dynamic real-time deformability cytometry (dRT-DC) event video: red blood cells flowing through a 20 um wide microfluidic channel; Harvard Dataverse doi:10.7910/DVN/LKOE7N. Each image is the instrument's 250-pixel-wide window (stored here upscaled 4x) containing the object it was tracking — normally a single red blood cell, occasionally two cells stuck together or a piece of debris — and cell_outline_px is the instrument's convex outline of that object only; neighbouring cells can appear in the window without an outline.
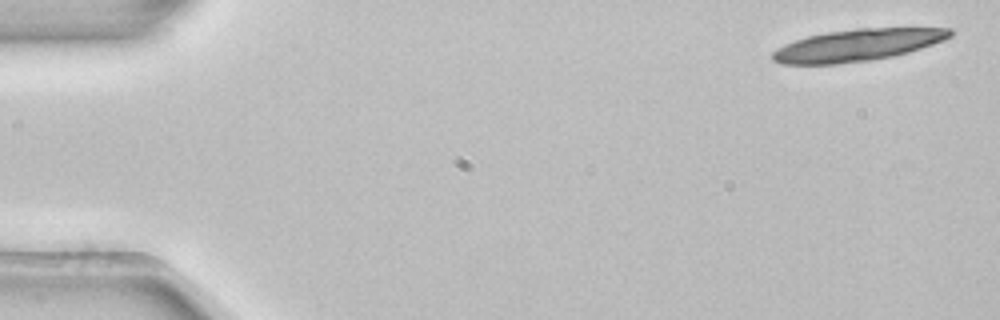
{"species": "common noctule bat (a hibernating species)", "species_latin": "Nyctalus noctula", "temperature_condition": "room temperature", "stored_images_in_passage": 4, "camera_frame_rate_fps": 3000, "um_per_image_px": 0.085, "animal": {"sex": "female", "body_mass_g": 22.7, "forearm_length_mm": 54.2}, "frame": {"image": 1, "passage_image": 1, "time_ms": 0.0, "image_size_px": [1000, 320], "cell_outline_px": [[952, 36], [944, 40], [908, 52], [892, 56], [868, 60], [836, 64], [780, 64], [772, 60], [772, 52], [784, 44], [808, 36], [828, 32], [856, 28], [952, 28]], "centroid_in_image_um": [72.87, 3.83], "position_along_channel_um": 12.1, "area_um2": 32.77}}